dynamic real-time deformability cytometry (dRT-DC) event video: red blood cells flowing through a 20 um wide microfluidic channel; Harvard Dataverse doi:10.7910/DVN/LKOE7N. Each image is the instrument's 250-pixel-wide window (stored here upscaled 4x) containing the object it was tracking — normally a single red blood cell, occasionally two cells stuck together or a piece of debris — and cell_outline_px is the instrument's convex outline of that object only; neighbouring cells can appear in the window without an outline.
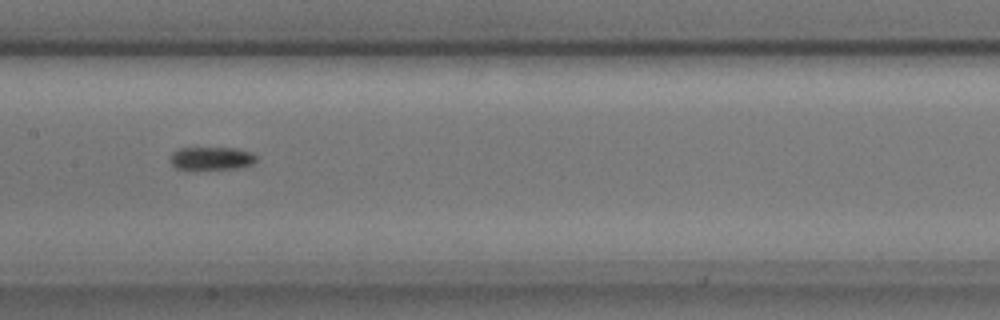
{"species": "common noctule bat (a hibernating species)", "species_latin": "Nyctalus noctula", "temperature_condition": "cold", "stored_images_in_passage": 9, "camera_frame_rate_fps": 3000, "um_per_image_px": 0.085, "animal": {"sex": "male", "body_mass_g": 17.9, "forearm_length_mm": 54.2}, "frame": {"image": 1, "passage_image": 6, "time_ms": 1.667, "image_size_px": [1000, 320], "cell_outline_px": [[256, 160], [252, 164], [236, 168], [176, 168], [172, 164], [172, 152], [180, 148], [236, 148], [252, 152], [256, 156]], "centroid_in_image_um": [18.02, 13.43], "position_along_channel_um": 189.4, "area_um2": 11.16}}
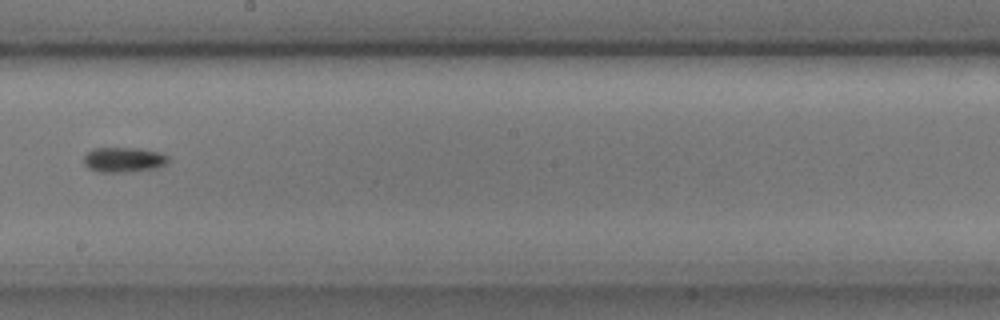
{"frame": {"image": 2, "passage_image": 7, "time_ms": 2.0, "image_size_px": [1000, 320], "cell_outline_px": [[172, 160], [156, 168], [120, 172], [96, 172], [88, 168], [84, 164], [84, 156], [92, 148], [140, 148], [156, 152], [168, 156]], "centroid_in_image_um": [10.48, 13.57], "position_along_channel_um": 237.7, "area_um2": 12.25}}
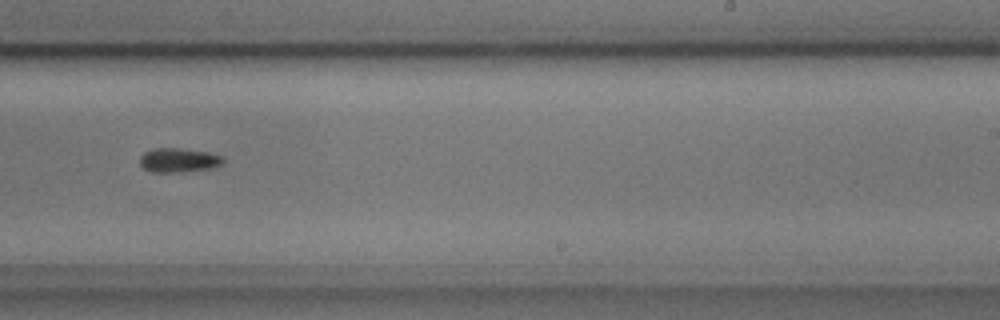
{"frame": {"image": 3, "passage_image": 8, "time_ms": 2.333, "image_size_px": [1000, 320], "cell_outline_px": [[224, 160], [220, 164], [212, 168], [176, 172], [152, 172], [144, 168], [140, 164], [140, 156], [144, 152], [152, 148], [180, 148], [208, 152], [224, 156]], "centroid_in_image_um": [15.17, 13.6], "position_along_channel_um": 273.8, "area_um2": 11.73}}